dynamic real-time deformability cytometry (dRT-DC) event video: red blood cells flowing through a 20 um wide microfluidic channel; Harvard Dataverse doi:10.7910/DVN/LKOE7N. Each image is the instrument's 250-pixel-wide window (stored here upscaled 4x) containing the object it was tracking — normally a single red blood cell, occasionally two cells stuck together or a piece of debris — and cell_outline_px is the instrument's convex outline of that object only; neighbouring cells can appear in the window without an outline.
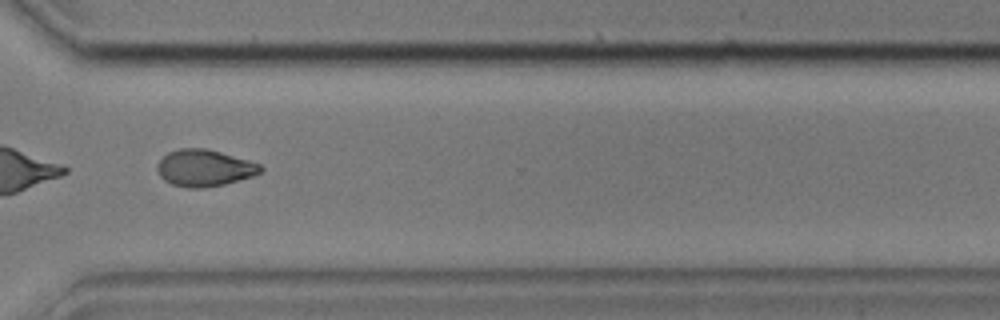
{"species": "common noctule bat (a hibernating species)", "species_latin": "Nyctalus noctula", "temperature_condition": "cold", "stored_images_in_passage": 53, "camera_frame_rate_fps": 3000, "um_per_image_px": 0.085, "animal": {"sex": "male", "body_mass_g": 17.9, "forearm_length_mm": 54.2}, "frame": {"image": 1, "passage_image": 41, "time_ms": 13.333, "image_size_px": [1000, 320], "cell_outline_px": [[264, 168], [260, 172], [252, 176], [224, 184], [200, 188], [188, 188], [172, 184], [164, 180], [160, 176], [156, 168], [156, 164], [168, 152], [180, 148], [204, 148], [220, 152], [248, 160], [260, 164]], "centroid_in_image_um": [17.34, 14.28], "position_along_channel_um": 353.3, "area_um2": 21.96}, "authors_computed_cell_mechanics": {"area_um2": 22.3108, "velocity_mm_per_s": 3.6155, "shape_relaxation_time_tau1_ms": 5.1815, "shape_relaxation_time_tau2_ms": 2.9337, "deformation_change_tau1": 0.1649, "deformation_change_tau2": 0.0583}}